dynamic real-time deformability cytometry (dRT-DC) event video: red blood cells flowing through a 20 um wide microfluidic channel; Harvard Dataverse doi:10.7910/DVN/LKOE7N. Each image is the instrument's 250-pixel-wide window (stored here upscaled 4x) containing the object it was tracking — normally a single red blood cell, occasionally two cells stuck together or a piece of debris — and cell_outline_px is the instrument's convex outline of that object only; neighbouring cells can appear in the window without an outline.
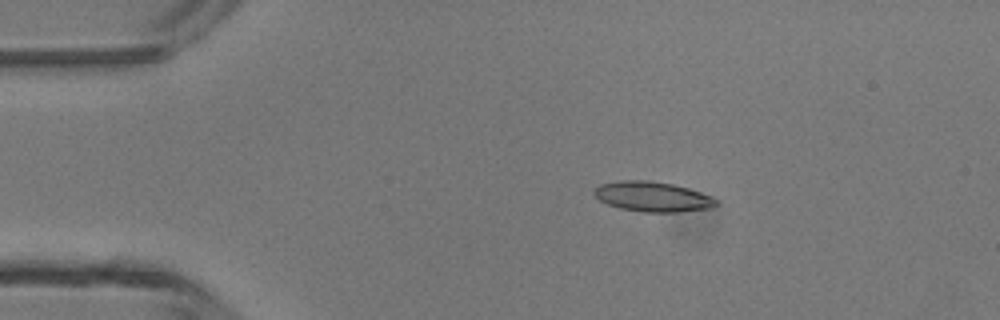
{"species": "common noctule bat (a hibernating species)", "species_latin": "Nyctalus noctula", "temperature_condition": "room temperature", "stored_images_in_passage": 4, "camera_frame_rate_fps": 3000, "um_per_image_px": 0.085, "animal": {"sex": "male", "body_mass_g": 13.3}, "frame": {"image": 1, "passage_image": 3, "time_ms": 2.333, "image_size_px": [1000, 320], "cell_outline_px": [[720, 204], [712, 208], [680, 212], [644, 212], [620, 208], [608, 204], [600, 200], [592, 192], [600, 184], [620, 180], [648, 180], [672, 184], [688, 188], [712, 196]], "centroid_in_image_um": [55.5, 16.72], "position_along_channel_um": 29.5, "area_um2": 21.39}}
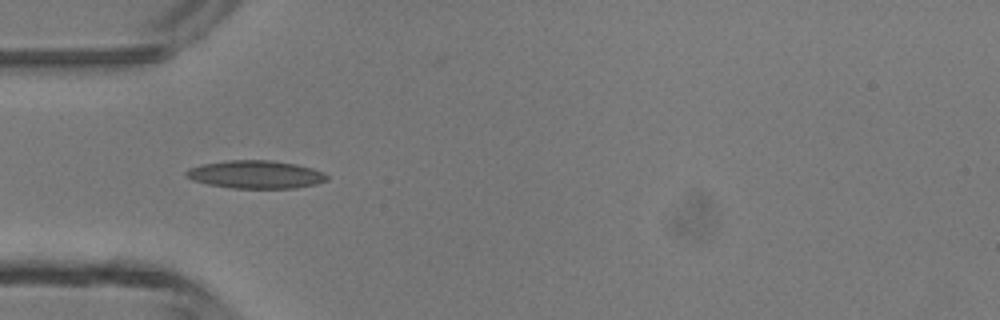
{"frame": {"image": 2, "passage_image": 4, "time_ms": 4.333, "image_size_px": [1000, 320], "cell_outline_px": [[328, 180], [316, 184], [296, 188], [232, 188], [208, 184], [192, 180], [184, 172], [188, 168], [204, 164], [228, 160], [272, 160], [296, 164], [312, 168], [324, 172], [328, 176]], "centroid_in_image_um": [21.76, 14.83], "position_along_channel_um": 63.2, "area_um2": 22.95}}